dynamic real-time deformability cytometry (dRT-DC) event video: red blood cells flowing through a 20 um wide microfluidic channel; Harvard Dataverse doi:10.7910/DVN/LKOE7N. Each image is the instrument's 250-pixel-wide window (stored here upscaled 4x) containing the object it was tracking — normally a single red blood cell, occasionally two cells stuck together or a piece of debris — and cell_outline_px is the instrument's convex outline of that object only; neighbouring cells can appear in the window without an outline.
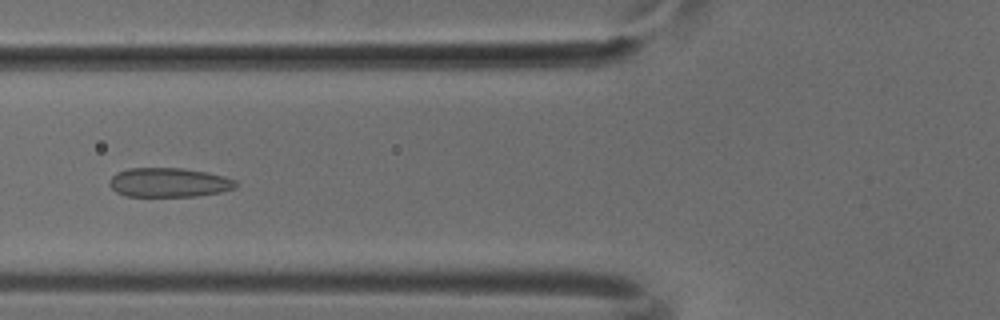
{"species": "common noctule bat (a hibernating species)", "species_latin": "Nyctalus noctula", "temperature_condition": "cold", "stored_images_in_passage": 51, "camera_frame_rate_fps": 3000, "um_per_image_px": 0.085, "animal": {"sex": "male", "body_mass_g": 18.8}, "frame": {"image": 1, "passage_image": 20, "time_ms": 6.333, "image_size_px": [1000, 320], "cell_outline_px": [[236, 188], [220, 192], [196, 196], [124, 196], [116, 192], [108, 184], [108, 180], [116, 172], [128, 168], [184, 168], [208, 172], [224, 176], [236, 180]], "centroid_in_image_um": [14.33, 15.5], "position_along_channel_um": 111.5, "area_um2": 21.73}}
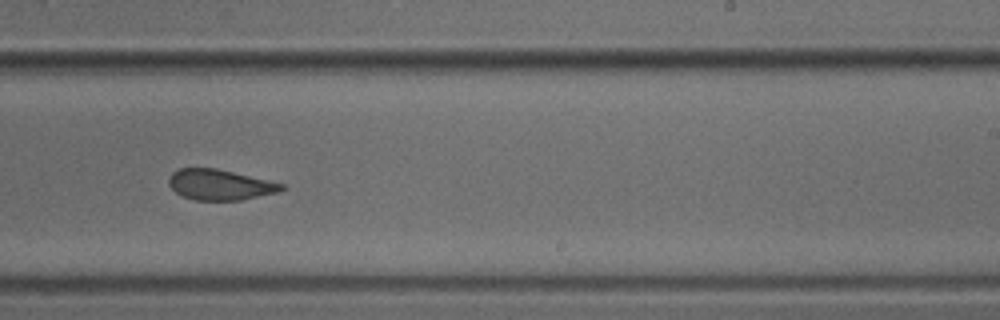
{"frame": {"image": 2, "passage_image": 32, "time_ms": 10.333, "image_size_px": [1000, 320], "cell_outline_px": [[284, 188], [276, 192], [240, 200], [196, 200], [184, 196], [176, 192], [168, 184], [168, 176], [172, 172], [180, 168], [216, 168], [268, 180], [284, 184]], "centroid_in_image_um": [18.64, 15.69], "position_along_channel_um": 270.4, "area_um2": 19.83}}
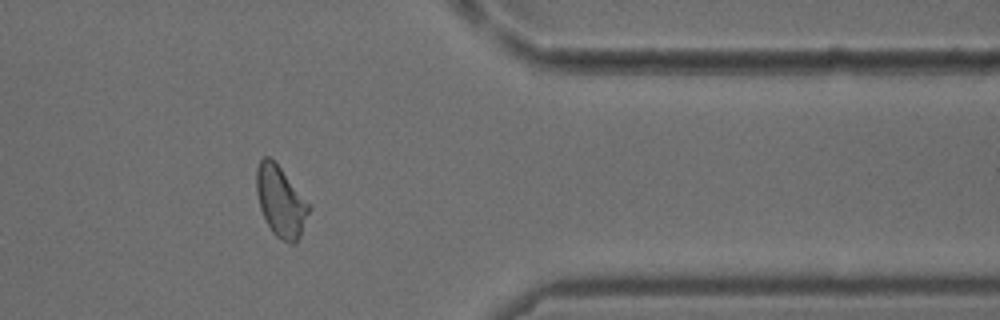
{"frame": {"image": 3, "passage_image": 42, "time_ms": 13.667, "image_size_px": [1000, 320], "cell_outline_px": [[312, 208], [300, 236], [296, 244], [292, 244], [276, 236], [272, 232], [260, 208], [256, 192], [256, 168], [260, 160], [264, 156], [268, 156], [280, 168], [312, 204]], "centroid_in_image_um": [23.89, 17.13], "position_along_channel_um": 387.5, "area_um2": 21.73}}